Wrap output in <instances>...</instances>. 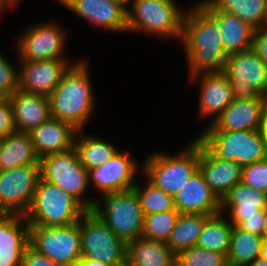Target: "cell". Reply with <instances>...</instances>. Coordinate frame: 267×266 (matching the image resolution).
Listing matches in <instances>:
<instances>
[{"instance_id": "cell-1", "label": "cell", "mask_w": 267, "mask_h": 266, "mask_svg": "<svg viewBox=\"0 0 267 266\" xmlns=\"http://www.w3.org/2000/svg\"><path fill=\"white\" fill-rule=\"evenodd\" d=\"M180 46H183L188 78L223 72L228 54L217 23L195 2L186 5Z\"/></svg>"}, {"instance_id": "cell-2", "label": "cell", "mask_w": 267, "mask_h": 266, "mask_svg": "<svg viewBox=\"0 0 267 266\" xmlns=\"http://www.w3.org/2000/svg\"><path fill=\"white\" fill-rule=\"evenodd\" d=\"M89 62L82 56L71 65L48 96L50 116L71 124L77 131L86 130L97 112L98 100Z\"/></svg>"}, {"instance_id": "cell-3", "label": "cell", "mask_w": 267, "mask_h": 266, "mask_svg": "<svg viewBox=\"0 0 267 266\" xmlns=\"http://www.w3.org/2000/svg\"><path fill=\"white\" fill-rule=\"evenodd\" d=\"M193 138L177 153L160 148L146 154L142 161V175L155 187L175 197L199 170L200 142Z\"/></svg>"}, {"instance_id": "cell-4", "label": "cell", "mask_w": 267, "mask_h": 266, "mask_svg": "<svg viewBox=\"0 0 267 266\" xmlns=\"http://www.w3.org/2000/svg\"><path fill=\"white\" fill-rule=\"evenodd\" d=\"M178 0H128L127 33H136L178 43L186 7Z\"/></svg>"}, {"instance_id": "cell-5", "label": "cell", "mask_w": 267, "mask_h": 266, "mask_svg": "<svg viewBox=\"0 0 267 266\" xmlns=\"http://www.w3.org/2000/svg\"><path fill=\"white\" fill-rule=\"evenodd\" d=\"M86 211L70 194L40 177L24 216L29 226L59 227L79 222Z\"/></svg>"}, {"instance_id": "cell-6", "label": "cell", "mask_w": 267, "mask_h": 266, "mask_svg": "<svg viewBox=\"0 0 267 266\" xmlns=\"http://www.w3.org/2000/svg\"><path fill=\"white\" fill-rule=\"evenodd\" d=\"M52 18L29 23L14 38V54L18 53L19 61L72 60L67 53L69 32L59 20Z\"/></svg>"}, {"instance_id": "cell-7", "label": "cell", "mask_w": 267, "mask_h": 266, "mask_svg": "<svg viewBox=\"0 0 267 266\" xmlns=\"http://www.w3.org/2000/svg\"><path fill=\"white\" fill-rule=\"evenodd\" d=\"M40 176L70 194L86 210H93L96 199L89 191L88 170L81 164L75 147L41 158Z\"/></svg>"}, {"instance_id": "cell-8", "label": "cell", "mask_w": 267, "mask_h": 266, "mask_svg": "<svg viewBox=\"0 0 267 266\" xmlns=\"http://www.w3.org/2000/svg\"><path fill=\"white\" fill-rule=\"evenodd\" d=\"M92 211L126 244L142 237L145 215L134 189L99 197Z\"/></svg>"}, {"instance_id": "cell-9", "label": "cell", "mask_w": 267, "mask_h": 266, "mask_svg": "<svg viewBox=\"0 0 267 266\" xmlns=\"http://www.w3.org/2000/svg\"><path fill=\"white\" fill-rule=\"evenodd\" d=\"M196 135L195 138L214 157L236 162L242 167L267 157L260 129L199 132Z\"/></svg>"}, {"instance_id": "cell-10", "label": "cell", "mask_w": 267, "mask_h": 266, "mask_svg": "<svg viewBox=\"0 0 267 266\" xmlns=\"http://www.w3.org/2000/svg\"><path fill=\"white\" fill-rule=\"evenodd\" d=\"M81 256L112 266H126L127 244L92 211L79 219Z\"/></svg>"}, {"instance_id": "cell-11", "label": "cell", "mask_w": 267, "mask_h": 266, "mask_svg": "<svg viewBox=\"0 0 267 266\" xmlns=\"http://www.w3.org/2000/svg\"><path fill=\"white\" fill-rule=\"evenodd\" d=\"M29 246L59 266H70L81 257L79 222L69 226H29Z\"/></svg>"}, {"instance_id": "cell-12", "label": "cell", "mask_w": 267, "mask_h": 266, "mask_svg": "<svg viewBox=\"0 0 267 266\" xmlns=\"http://www.w3.org/2000/svg\"><path fill=\"white\" fill-rule=\"evenodd\" d=\"M223 73L228 77L236 99L265 96L267 93V64L252 48L229 54Z\"/></svg>"}, {"instance_id": "cell-13", "label": "cell", "mask_w": 267, "mask_h": 266, "mask_svg": "<svg viewBox=\"0 0 267 266\" xmlns=\"http://www.w3.org/2000/svg\"><path fill=\"white\" fill-rule=\"evenodd\" d=\"M132 156L129 150L120 148L105 164L88 171L90 190L95 199L134 188L138 176L142 174V163ZM94 192L97 194L94 195Z\"/></svg>"}, {"instance_id": "cell-14", "label": "cell", "mask_w": 267, "mask_h": 266, "mask_svg": "<svg viewBox=\"0 0 267 266\" xmlns=\"http://www.w3.org/2000/svg\"><path fill=\"white\" fill-rule=\"evenodd\" d=\"M40 177V165L0 171V213L25 215Z\"/></svg>"}, {"instance_id": "cell-15", "label": "cell", "mask_w": 267, "mask_h": 266, "mask_svg": "<svg viewBox=\"0 0 267 266\" xmlns=\"http://www.w3.org/2000/svg\"><path fill=\"white\" fill-rule=\"evenodd\" d=\"M60 7L82 18L98 32L127 33V3H113L107 0H53Z\"/></svg>"}, {"instance_id": "cell-16", "label": "cell", "mask_w": 267, "mask_h": 266, "mask_svg": "<svg viewBox=\"0 0 267 266\" xmlns=\"http://www.w3.org/2000/svg\"><path fill=\"white\" fill-rule=\"evenodd\" d=\"M188 84L198 83L197 114L209 126L234 100L230 82L223 72L203 73L188 78ZM206 119V120H205Z\"/></svg>"}, {"instance_id": "cell-17", "label": "cell", "mask_w": 267, "mask_h": 266, "mask_svg": "<svg viewBox=\"0 0 267 266\" xmlns=\"http://www.w3.org/2000/svg\"><path fill=\"white\" fill-rule=\"evenodd\" d=\"M80 59L18 61V89L48 97L69 67Z\"/></svg>"}, {"instance_id": "cell-18", "label": "cell", "mask_w": 267, "mask_h": 266, "mask_svg": "<svg viewBox=\"0 0 267 266\" xmlns=\"http://www.w3.org/2000/svg\"><path fill=\"white\" fill-rule=\"evenodd\" d=\"M266 111L265 96L236 99L201 132L260 129Z\"/></svg>"}, {"instance_id": "cell-19", "label": "cell", "mask_w": 267, "mask_h": 266, "mask_svg": "<svg viewBox=\"0 0 267 266\" xmlns=\"http://www.w3.org/2000/svg\"><path fill=\"white\" fill-rule=\"evenodd\" d=\"M29 246V224L24 215L0 213V266H20Z\"/></svg>"}, {"instance_id": "cell-20", "label": "cell", "mask_w": 267, "mask_h": 266, "mask_svg": "<svg viewBox=\"0 0 267 266\" xmlns=\"http://www.w3.org/2000/svg\"><path fill=\"white\" fill-rule=\"evenodd\" d=\"M175 209L181 214H203L212 216L220 213V200L206 183L198 170L174 197Z\"/></svg>"}, {"instance_id": "cell-21", "label": "cell", "mask_w": 267, "mask_h": 266, "mask_svg": "<svg viewBox=\"0 0 267 266\" xmlns=\"http://www.w3.org/2000/svg\"><path fill=\"white\" fill-rule=\"evenodd\" d=\"M196 2L216 23L221 31L224 50L232 54L252 48L254 30L232 13L217 11L207 0Z\"/></svg>"}, {"instance_id": "cell-22", "label": "cell", "mask_w": 267, "mask_h": 266, "mask_svg": "<svg viewBox=\"0 0 267 266\" xmlns=\"http://www.w3.org/2000/svg\"><path fill=\"white\" fill-rule=\"evenodd\" d=\"M262 210H267V193L242 182L235 184L220 201V212L232 225L246 217L259 216Z\"/></svg>"}, {"instance_id": "cell-23", "label": "cell", "mask_w": 267, "mask_h": 266, "mask_svg": "<svg viewBox=\"0 0 267 266\" xmlns=\"http://www.w3.org/2000/svg\"><path fill=\"white\" fill-rule=\"evenodd\" d=\"M242 168L236 162L214 157L200 143L199 171L220 201L235 184L241 182Z\"/></svg>"}, {"instance_id": "cell-24", "label": "cell", "mask_w": 267, "mask_h": 266, "mask_svg": "<svg viewBox=\"0 0 267 266\" xmlns=\"http://www.w3.org/2000/svg\"><path fill=\"white\" fill-rule=\"evenodd\" d=\"M76 132L77 130L71 124L50 117L29 134L35 151L41 159L74 147Z\"/></svg>"}, {"instance_id": "cell-25", "label": "cell", "mask_w": 267, "mask_h": 266, "mask_svg": "<svg viewBox=\"0 0 267 266\" xmlns=\"http://www.w3.org/2000/svg\"><path fill=\"white\" fill-rule=\"evenodd\" d=\"M9 100L16 131L30 133L51 117L48 97L18 89Z\"/></svg>"}, {"instance_id": "cell-26", "label": "cell", "mask_w": 267, "mask_h": 266, "mask_svg": "<svg viewBox=\"0 0 267 266\" xmlns=\"http://www.w3.org/2000/svg\"><path fill=\"white\" fill-rule=\"evenodd\" d=\"M40 165L31 135L14 131L0 138V171L19 166Z\"/></svg>"}, {"instance_id": "cell-27", "label": "cell", "mask_w": 267, "mask_h": 266, "mask_svg": "<svg viewBox=\"0 0 267 266\" xmlns=\"http://www.w3.org/2000/svg\"><path fill=\"white\" fill-rule=\"evenodd\" d=\"M101 136V138H100ZM111 139L97 133H86V130H78L74 139V147L77 150L81 164L86 170L105 164L120 149Z\"/></svg>"}, {"instance_id": "cell-28", "label": "cell", "mask_w": 267, "mask_h": 266, "mask_svg": "<svg viewBox=\"0 0 267 266\" xmlns=\"http://www.w3.org/2000/svg\"><path fill=\"white\" fill-rule=\"evenodd\" d=\"M126 266H176L175 254L162 241L140 237L127 244Z\"/></svg>"}, {"instance_id": "cell-29", "label": "cell", "mask_w": 267, "mask_h": 266, "mask_svg": "<svg viewBox=\"0 0 267 266\" xmlns=\"http://www.w3.org/2000/svg\"><path fill=\"white\" fill-rule=\"evenodd\" d=\"M263 237L233 225L227 254L229 266H249L260 254Z\"/></svg>"}, {"instance_id": "cell-30", "label": "cell", "mask_w": 267, "mask_h": 266, "mask_svg": "<svg viewBox=\"0 0 267 266\" xmlns=\"http://www.w3.org/2000/svg\"><path fill=\"white\" fill-rule=\"evenodd\" d=\"M203 214H181L172 229L166 245L176 255L179 251L196 246L205 221Z\"/></svg>"}, {"instance_id": "cell-31", "label": "cell", "mask_w": 267, "mask_h": 266, "mask_svg": "<svg viewBox=\"0 0 267 266\" xmlns=\"http://www.w3.org/2000/svg\"><path fill=\"white\" fill-rule=\"evenodd\" d=\"M217 11L229 12L248 23L253 29L264 27L267 0H207Z\"/></svg>"}, {"instance_id": "cell-32", "label": "cell", "mask_w": 267, "mask_h": 266, "mask_svg": "<svg viewBox=\"0 0 267 266\" xmlns=\"http://www.w3.org/2000/svg\"><path fill=\"white\" fill-rule=\"evenodd\" d=\"M232 229L223 213L212 215L205 221L196 246L227 255Z\"/></svg>"}, {"instance_id": "cell-33", "label": "cell", "mask_w": 267, "mask_h": 266, "mask_svg": "<svg viewBox=\"0 0 267 266\" xmlns=\"http://www.w3.org/2000/svg\"><path fill=\"white\" fill-rule=\"evenodd\" d=\"M140 178L133 189L139 198L144 215L176 210L173 196L155 187L142 174Z\"/></svg>"}, {"instance_id": "cell-34", "label": "cell", "mask_w": 267, "mask_h": 266, "mask_svg": "<svg viewBox=\"0 0 267 266\" xmlns=\"http://www.w3.org/2000/svg\"><path fill=\"white\" fill-rule=\"evenodd\" d=\"M179 215L177 210L145 215L142 237L167 243Z\"/></svg>"}, {"instance_id": "cell-35", "label": "cell", "mask_w": 267, "mask_h": 266, "mask_svg": "<svg viewBox=\"0 0 267 266\" xmlns=\"http://www.w3.org/2000/svg\"><path fill=\"white\" fill-rule=\"evenodd\" d=\"M176 266H229L227 255L193 246L175 255Z\"/></svg>"}, {"instance_id": "cell-36", "label": "cell", "mask_w": 267, "mask_h": 266, "mask_svg": "<svg viewBox=\"0 0 267 266\" xmlns=\"http://www.w3.org/2000/svg\"><path fill=\"white\" fill-rule=\"evenodd\" d=\"M0 52V92L6 97L12 96L18 90L19 66L18 53L15 55L18 58L12 63V60L7 54ZM17 65V66H16Z\"/></svg>"}, {"instance_id": "cell-37", "label": "cell", "mask_w": 267, "mask_h": 266, "mask_svg": "<svg viewBox=\"0 0 267 266\" xmlns=\"http://www.w3.org/2000/svg\"><path fill=\"white\" fill-rule=\"evenodd\" d=\"M241 182L257 191L267 193V157L243 166Z\"/></svg>"}, {"instance_id": "cell-38", "label": "cell", "mask_w": 267, "mask_h": 266, "mask_svg": "<svg viewBox=\"0 0 267 266\" xmlns=\"http://www.w3.org/2000/svg\"><path fill=\"white\" fill-rule=\"evenodd\" d=\"M16 131L13 109L9 97L0 102V138Z\"/></svg>"}, {"instance_id": "cell-39", "label": "cell", "mask_w": 267, "mask_h": 266, "mask_svg": "<svg viewBox=\"0 0 267 266\" xmlns=\"http://www.w3.org/2000/svg\"><path fill=\"white\" fill-rule=\"evenodd\" d=\"M266 217V210H262L259 216L246 217L240 221L236 226L249 233L261 236L264 238V221Z\"/></svg>"}, {"instance_id": "cell-40", "label": "cell", "mask_w": 267, "mask_h": 266, "mask_svg": "<svg viewBox=\"0 0 267 266\" xmlns=\"http://www.w3.org/2000/svg\"><path fill=\"white\" fill-rule=\"evenodd\" d=\"M20 266H59L52 260L36 252L28 246L24 252Z\"/></svg>"}, {"instance_id": "cell-41", "label": "cell", "mask_w": 267, "mask_h": 266, "mask_svg": "<svg viewBox=\"0 0 267 266\" xmlns=\"http://www.w3.org/2000/svg\"><path fill=\"white\" fill-rule=\"evenodd\" d=\"M252 49L267 64V29L264 27L254 30Z\"/></svg>"}, {"instance_id": "cell-42", "label": "cell", "mask_w": 267, "mask_h": 266, "mask_svg": "<svg viewBox=\"0 0 267 266\" xmlns=\"http://www.w3.org/2000/svg\"><path fill=\"white\" fill-rule=\"evenodd\" d=\"M70 266H112V265L101 263L98 260L81 256L76 262H74Z\"/></svg>"}, {"instance_id": "cell-43", "label": "cell", "mask_w": 267, "mask_h": 266, "mask_svg": "<svg viewBox=\"0 0 267 266\" xmlns=\"http://www.w3.org/2000/svg\"><path fill=\"white\" fill-rule=\"evenodd\" d=\"M21 1H25V0H0V8L6 12L7 10L12 11L11 9H16L17 6H19V4H21ZM15 6V7H14ZM6 9V10H5Z\"/></svg>"}, {"instance_id": "cell-44", "label": "cell", "mask_w": 267, "mask_h": 266, "mask_svg": "<svg viewBox=\"0 0 267 266\" xmlns=\"http://www.w3.org/2000/svg\"><path fill=\"white\" fill-rule=\"evenodd\" d=\"M260 131L264 140V144H265V149H266V153H267V110L264 113V117H263V121H262V125L260 127Z\"/></svg>"}, {"instance_id": "cell-45", "label": "cell", "mask_w": 267, "mask_h": 266, "mask_svg": "<svg viewBox=\"0 0 267 266\" xmlns=\"http://www.w3.org/2000/svg\"><path fill=\"white\" fill-rule=\"evenodd\" d=\"M259 257L267 261V238L263 239Z\"/></svg>"}, {"instance_id": "cell-46", "label": "cell", "mask_w": 267, "mask_h": 266, "mask_svg": "<svg viewBox=\"0 0 267 266\" xmlns=\"http://www.w3.org/2000/svg\"><path fill=\"white\" fill-rule=\"evenodd\" d=\"M249 266H267V261L258 257L254 262H252Z\"/></svg>"}, {"instance_id": "cell-47", "label": "cell", "mask_w": 267, "mask_h": 266, "mask_svg": "<svg viewBox=\"0 0 267 266\" xmlns=\"http://www.w3.org/2000/svg\"><path fill=\"white\" fill-rule=\"evenodd\" d=\"M264 238H267V210H266V217L264 221Z\"/></svg>"}, {"instance_id": "cell-48", "label": "cell", "mask_w": 267, "mask_h": 266, "mask_svg": "<svg viewBox=\"0 0 267 266\" xmlns=\"http://www.w3.org/2000/svg\"><path fill=\"white\" fill-rule=\"evenodd\" d=\"M113 3H127L128 0H107Z\"/></svg>"}, {"instance_id": "cell-49", "label": "cell", "mask_w": 267, "mask_h": 266, "mask_svg": "<svg viewBox=\"0 0 267 266\" xmlns=\"http://www.w3.org/2000/svg\"><path fill=\"white\" fill-rule=\"evenodd\" d=\"M5 98H6V96L3 95V94L0 92V102H2Z\"/></svg>"}, {"instance_id": "cell-50", "label": "cell", "mask_w": 267, "mask_h": 266, "mask_svg": "<svg viewBox=\"0 0 267 266\" xmlns=\"http://www.w3.org/2000/svg\"><path fill=\"white\" fill-rule=\"evenodd\" d=\"M265 104H266V110H267V93L265 95Z\"/></svg>"}, {"instance_id": "cell-51", "label": "cell", "mask_w": 267, "mask_h": 266, "mask_svg": "<svg viewBox=\"0 0 267 266\" xmlns=\"http://www.w3.org/2000/svg\"><path fill=\"white\" fill-rule=\"evenodd\" d=\"M4 14V11L0 8V17H3L2 15Z\"/></svg>"}, {"instance_id": "cell-52", "label": "cell", "mask_w": 267, "mask_h": 266, "mask_svg": "<svg viewBox=\"0 0 267 266\" xmlns=\"http://www.w3.org/2000/svg\"><path fill=\"white\" fill-rule=\"evenodd\" d=\"M264 28L267 29V19H266V23L264 25Z\"/></svg>"}]
</instances>
